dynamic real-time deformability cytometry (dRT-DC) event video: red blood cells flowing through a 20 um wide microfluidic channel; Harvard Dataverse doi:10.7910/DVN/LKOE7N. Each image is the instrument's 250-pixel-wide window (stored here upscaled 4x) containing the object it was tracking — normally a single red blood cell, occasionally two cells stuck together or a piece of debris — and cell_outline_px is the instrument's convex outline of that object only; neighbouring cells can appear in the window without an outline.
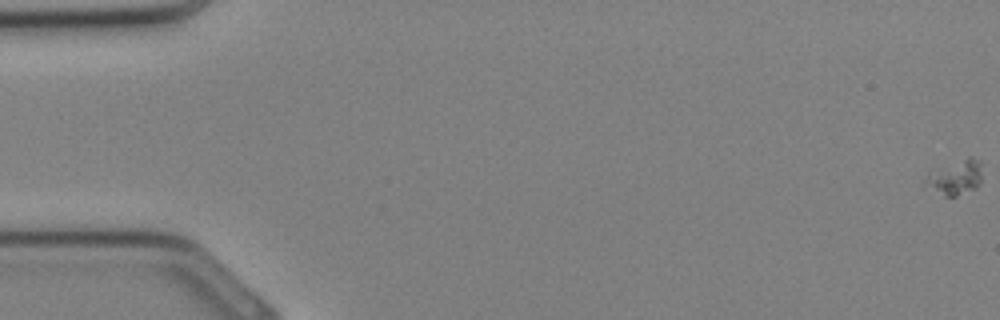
{"species": "Egyptian fruit bat (a non-hibernating species)", "species_latin": "Rousettus aegyptiacus", "temperature_condition": "cold", "stored_images_in_passage": 36, "segment_of_instrument_passage": [1, 2], "camera_frame_rate_fps": 3000, "um_per_image_px": 0.085, "animal": {"sex": "female"}, "frame": {"image": 1, "passage_image": 1, "time_ms": 0.0, "image_size_px": [1000, 320], "cell_outline_px": [[980, 184], [976, 188], [956, 196], [944, 196], [924, 184], [924, 176], [928, 172], [968, 156], [972, 156], [980, 160]], "centroid_in_image_um": [81.19, 15.06], "position_along_channel_um": 3.8, "area_um2": 11.5}}
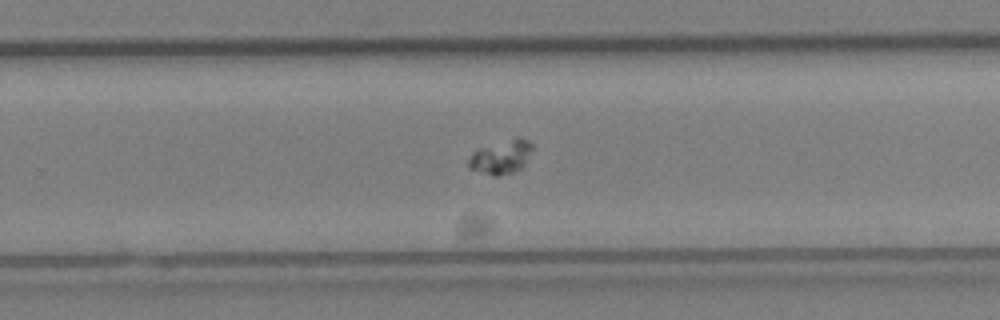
{"frame": {"image": 2, "passage_image": 23, "time_ms": 7.333, "image_size_px": [1000, 320], "cell_outline_px": [[532, 148], [524, 168], [512, 172], [496, 176], [492, 176], [468, 168], [468, 160], [472, 152], [476, 148], [516, 136], [528, 140], [532, 144]], "centroid_in_image_um": [42.58, 13.32], "position_along_channel_um": 287.2, "area_um2": 12.95}}
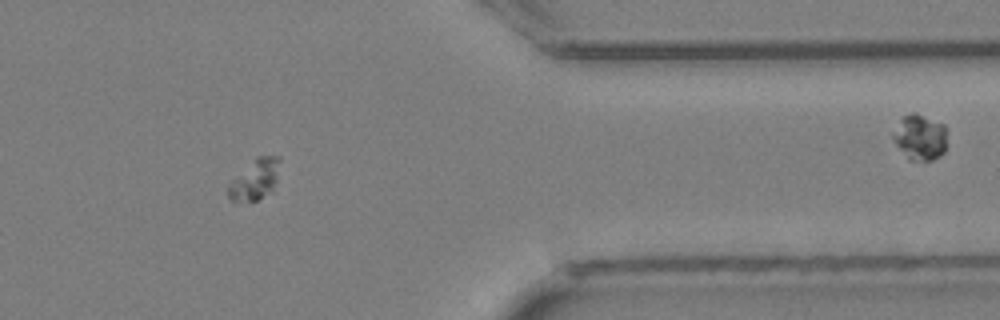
{"frame": {"image": 3, "passage_image": 29, "time_ms": 9.333, "image_size_px": [1000, 320], "cell_outline_px": [[280, 160], [276, 180], [272, 192], [256, 200], [232, 200], [228, 196], [228, 184], [256, 156], [280, 156]], "centroid_in_image_um": [21.69, 15.23], "position_along_channel_um": 389.7, "area_um2": 11.91}}